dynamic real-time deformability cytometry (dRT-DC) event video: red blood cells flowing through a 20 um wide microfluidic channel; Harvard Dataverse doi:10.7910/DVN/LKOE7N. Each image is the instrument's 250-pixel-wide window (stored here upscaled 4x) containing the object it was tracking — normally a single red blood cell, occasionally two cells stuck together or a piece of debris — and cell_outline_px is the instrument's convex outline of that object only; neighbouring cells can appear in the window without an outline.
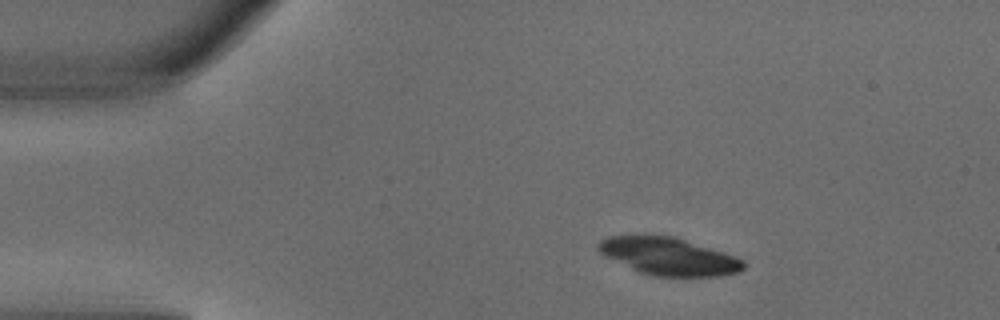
{"species": "common noctule bat (a hibernating species)", "species_latin": "Nyctalus noctula", "temperature_condition": "warm", "stored_images_in_passage": 4, "camera_frame_rate_fps": 3000, "um_per_image_px": 0.085, "animal": {"sex": "male", "body_mass_g": 18.8}, "frame": {"image": 1, "passage_image": 1, "time_ms": 0.0, "image_size_px": [1000, 320], "cell_outline_px": [[744, 268], [740, 272], [720, 276], [656, 276], [640, 272], [604, 256], [596, 248], [596, 244], [600, 240], [608, 236], [676, 236], [724, 252], [744, 260]], "centroid_in_image_um": [56.85, 21.79], "position_along_channel_um": 28.2, "area_um2": 31.62}}